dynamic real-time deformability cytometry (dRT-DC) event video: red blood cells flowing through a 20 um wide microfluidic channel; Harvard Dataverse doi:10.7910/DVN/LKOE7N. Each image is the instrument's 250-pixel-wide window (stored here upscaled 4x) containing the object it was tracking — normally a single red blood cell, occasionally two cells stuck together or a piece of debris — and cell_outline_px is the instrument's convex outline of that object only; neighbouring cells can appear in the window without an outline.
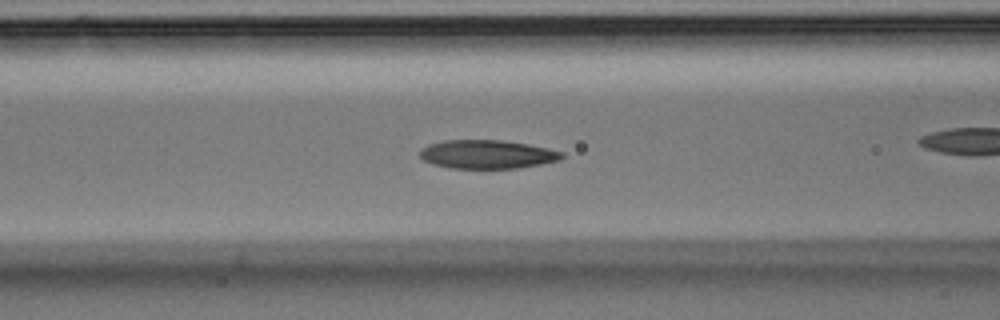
{"species": "Egyptian fruit bat (a non-hibernating species)", "species_latin": "Rousettus aegyptiacus", "temperature_condition": "room temperature", "stored_images_in_passage": 55, "camera_frame_rate_fps": 3000, "um_per_image_px": 0.085, "animal": {"sex": "male"}, "frame": {"image": 1, "passage_image": 21, "time_ms": 6.667, "image_size_px": [1000, 320], "cell_outline_px": [[564, 156], [560, 160], [520, 168], [448, 168], [432, 164], [424, 160], [420, 156], [420, 148], [428, 144], [444, 140], [500, 140], [528, 144], [548, 148], [564, 152]], "centroid_in_image_um": [41.4, 13.11], "position_along_channel_um": 125.2, "area_um2": 23.81}}
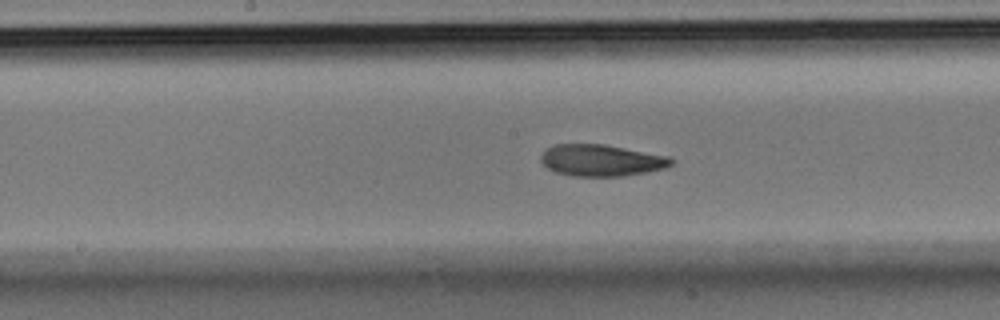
{"frame": {"image": 2, "passage_image": 27, "time_ms": 8.667, "image_size_px": [1000, 320], "cell_outline_px": [[676, 160], [672, 164], [664, 168], [648, 172], [624, 176], [572, 176], [556, 172], [548, 168], [540, 160], [540, 156], [548, 148], [556, 144], [604, 144], [668, 156]], "centroid_in_image_um": [51.13, 13.63], "position_along_channel_um": 197.1, "area_um2": 23.99}}
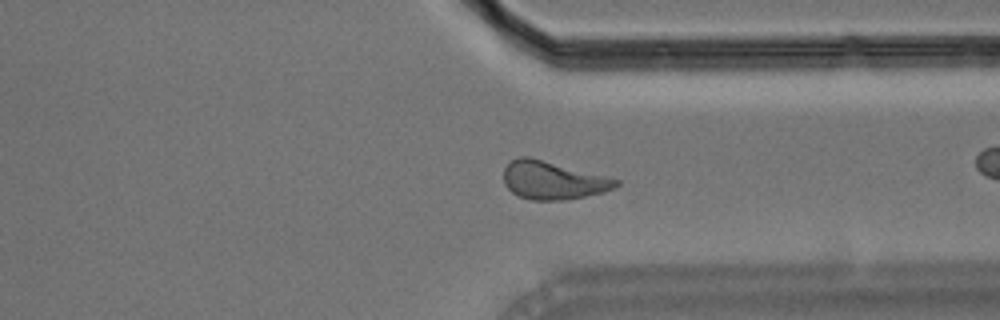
{"frame": {"image": 3, "passage_image": 41, "time_ms": 13.333, "image_size_px": [1000, 320], "cell_outline_px": [[620, 184], [616, 188], [584, 196], [564, 200], [532, 200], [520, 196], [512, 192], [504, 184], [504, 168], [512, 160], [520, 156], [528, 156], [620, 180]], "centroid_in_image_um": [46.98, 15.33], "position_along_channel_um": 364.4, "area_um2": 24.57}, "authors_computed_cell_mechanics": {"area_um2": 24.3338, "velocity_mm_per_s": 3.5917, "shape_relaxation_time_tau1_ms": 4.7847, "shape_relaxation_time_tau2_ms": 3.2352, "deformation_change_tau1": 0.1589, "deformation_change_tau2": 0.1021}}